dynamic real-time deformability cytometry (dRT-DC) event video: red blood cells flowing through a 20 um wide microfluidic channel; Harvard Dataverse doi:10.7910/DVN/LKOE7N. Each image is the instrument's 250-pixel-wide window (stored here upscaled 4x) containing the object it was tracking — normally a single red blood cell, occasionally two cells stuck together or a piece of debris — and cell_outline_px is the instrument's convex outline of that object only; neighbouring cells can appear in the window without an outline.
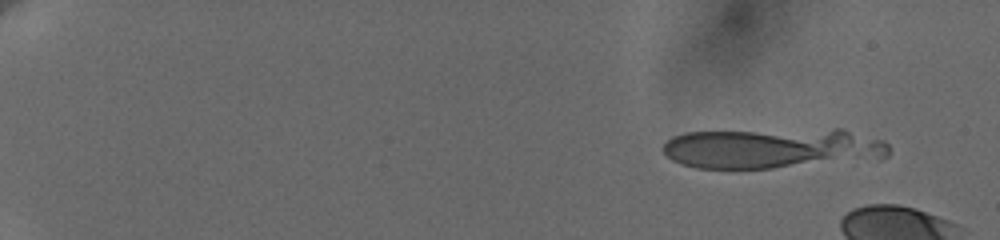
{"species": "human", "species_latin": "Homo sapiens", "temperature_condition": "cold", "stored_images_in_passage": 7, "camera_frame_rate_fps": 3000, "um_per_image_px": 0.085, "donor": {"sex": "female"}, "frame": {"image": 1, "passage_image": 1, "time_ms": 0.0, "image_size_px": [1000, 240], "cell_outline_px": [[888, 156], [772, 168], [696, 168], [680, 164], [672, 160], [660, 148], [672, 136], [688, 132], [836, 128], [840, 128], [884, 140], [888, 144]], "centroid_in_image_um": [65.56, 12.57], "position_along_channel_um": 19.4, "area_um2": 52.71}}